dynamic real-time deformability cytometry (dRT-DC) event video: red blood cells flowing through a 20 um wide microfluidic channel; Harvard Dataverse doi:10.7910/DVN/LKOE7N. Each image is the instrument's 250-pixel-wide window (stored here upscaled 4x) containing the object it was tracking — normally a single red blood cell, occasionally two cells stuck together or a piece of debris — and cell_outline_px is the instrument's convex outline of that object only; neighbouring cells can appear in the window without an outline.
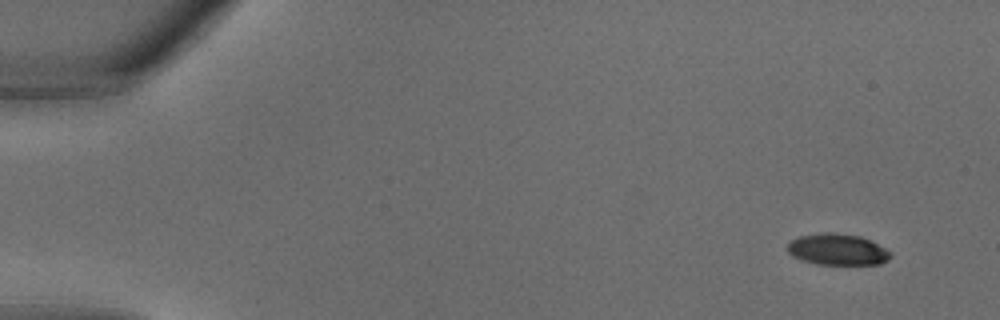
{"species": "common noctule bat (a hibernating species)", "species_latin": "Nyctalus noctula", "temperature_condition": "warm", "stored_images_in_passage": 32, "camera_frame_rate_fps": 3000, "um_per_image_px": 0.085, "animal": {"sex": "male", "body_mass_g": 18.8}, "frame": {"image": 1, "passage_image": 1, "time_ms": 0.0, "image_size_px": [1000, 320], "cell_outline_px": [[892, 256], [888, 260], [880, 264], [816, 264], [792, 256], [788, 252], [788, 240], [800, 236], [824, 232], [836, 232], [860, 236], [892, 252]], "centroid_in_image_um": [71.17, 21.2], "position_along_channel_um": 13.8, "area_um2": 18.79}}
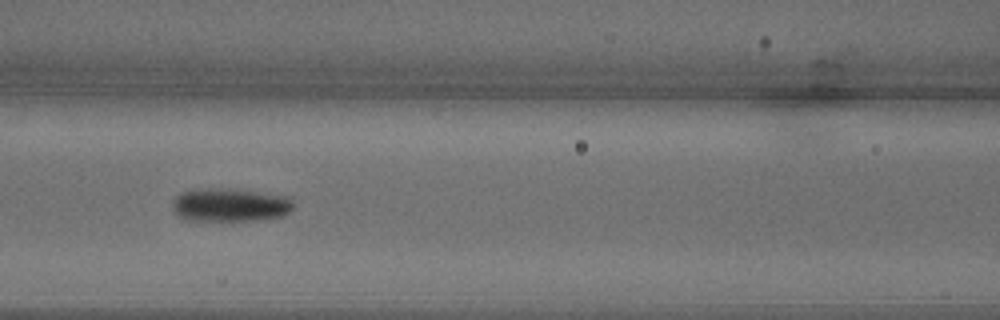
{"frame": {"image": 2, "passage_image": 14, "time_ms": 4.333, "image_size_px": [1000, 320], "cell_outline_px": [[292, 208], [288, 212], [280, 216], [264, 220], [184, 220], [172, 208], [172, 200], [180, 192], [192, 188], [228, 188], [288, 196], [292, 200]], "centroid_in_image_um": [19.5, 17.4], "position_along_channel_um": 147.1, "area_um2": 23.7}}
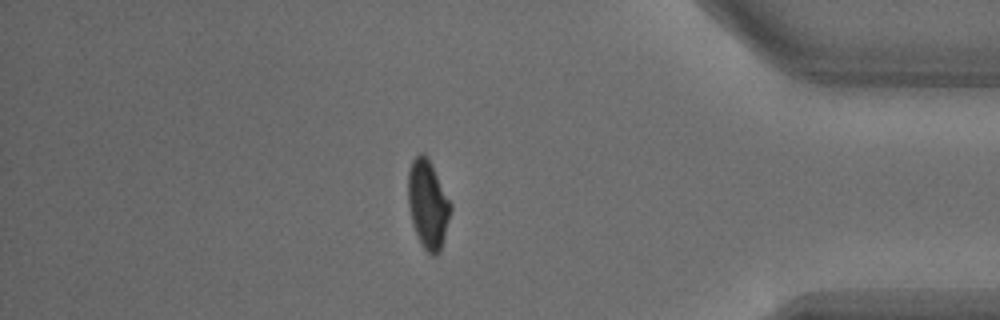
{"frame": {"image": 3, "passage_image": 28, "time_ms": 9.0, "image_size_px": [1000, 320], "cell_outline_px": [[452, 208], [444, 236], [440, 248], [432, 256], [424, 248], [412, 224], [408, 204], [408, 172], [412, 160], [420, 152], [424, 152], [452, 204]], "centroid_in_image_um": [36.35, 17.32], "position_along_channel_um": 398.8, "area_um2": 21.39}}